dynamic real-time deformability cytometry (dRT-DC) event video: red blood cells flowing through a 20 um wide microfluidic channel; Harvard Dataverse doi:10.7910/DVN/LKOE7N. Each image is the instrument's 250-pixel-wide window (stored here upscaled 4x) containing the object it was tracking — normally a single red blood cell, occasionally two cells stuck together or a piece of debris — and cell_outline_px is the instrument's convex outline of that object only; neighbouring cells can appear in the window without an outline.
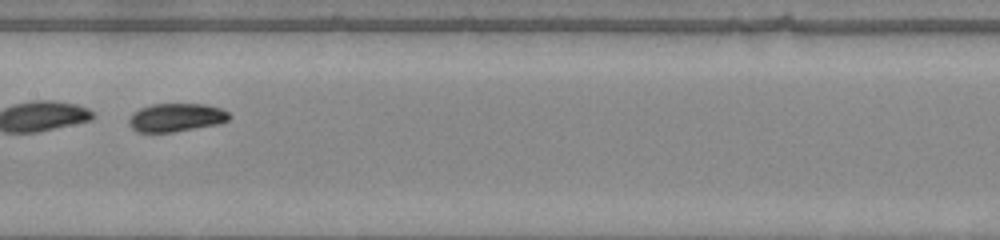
{"species": "common noctule bat (a hibernating species)", "species_latin": "Nyctalus noctula", "temperature_condition": "warm", "stored_images_in_passage": 35, "camera_frame_rate_fps": 3000, "um_per_image_px": 0.085, "animal": {"sex": "male", "body_mass_g": 20.0, "forearm_length_mm": 53.3}, "frame": {"image": 1, "passage_image": 11, "time_ms": 3.333, "image_size_px": [1000, 240], "cell_outline_px": [[232, 116], [228, 120], [220, 124], [172, 132], [136, 132], [128, 124], [128, 120], [140, 108], [152, 104], [204, 104], [220, 108], [228, 112]], "centroid_in_image_um": [15.0, 9.99], "position_along_channel_um": 192.4, "area_um2": 16.53}, "authors_computed_cell_mechanics": {"area_um2": 16.8776, "velocity_mm_per_s": 3.9617, "shape_relaxation_time_tau1_ms": 0.4504, "shape_relaxation_time_tau2_ms": 1.6288, "deformation_change_tau1": 0.2816, "deformation_change_tau2": 0.0567}}